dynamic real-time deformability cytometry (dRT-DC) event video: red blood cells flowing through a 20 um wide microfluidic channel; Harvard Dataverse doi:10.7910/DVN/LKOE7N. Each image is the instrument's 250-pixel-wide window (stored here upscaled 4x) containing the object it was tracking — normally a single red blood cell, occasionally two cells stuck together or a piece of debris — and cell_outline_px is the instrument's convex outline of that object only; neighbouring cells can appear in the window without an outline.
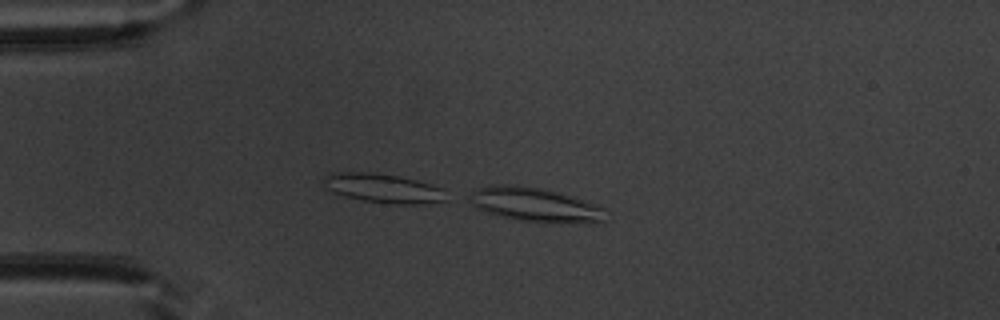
{"species": "common noctule bat (a hibernating species)", "species_latin": "Nyctalus noctula", "temperature_condition": "warm", "stored_images_in_passage": 11, "camera_frame_rate_fps": 3000, "um_per_image_px": 0.085, "animal": {"sex": "male", "body_mass_g": 20.1, "forearm_length_mm": 53.5}, "frame": {"image": 1, "passage_image": 11, "time_ms": 3.333, "image_size_px": [1000, 320], "cell_outline_px": [[604, 220], [596, 224], [520, 220], [500, 216], [488, 212], [464, 200], [476, 188], [492, 184], [512, 184], [540, 188], [556, 192], [596, 204], [604, 208]], "centroid_in_image_um": [45.44, 17.39], "position_along_channel_um": 39.6, "area_um2": 26.88}}